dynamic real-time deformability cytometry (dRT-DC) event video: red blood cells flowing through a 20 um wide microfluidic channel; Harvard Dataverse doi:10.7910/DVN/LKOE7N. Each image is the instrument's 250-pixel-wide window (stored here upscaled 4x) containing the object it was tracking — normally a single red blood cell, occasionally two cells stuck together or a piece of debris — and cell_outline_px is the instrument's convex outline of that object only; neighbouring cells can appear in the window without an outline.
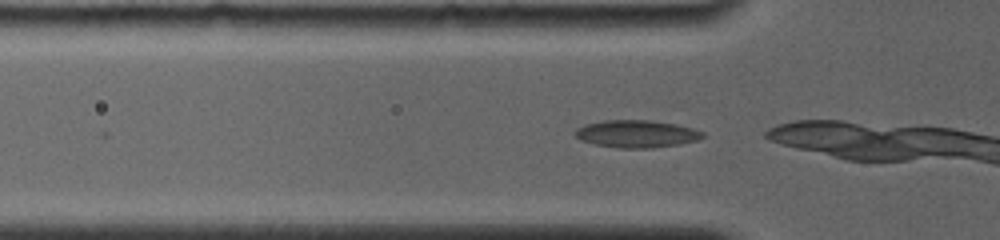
{"species": "common noctule bat (a hibernating species)", "species_latin": "Nyctalus noctula", "temperature_condition": "room temperature", "stored_images_in_passage": 8, "camera_frame_rate_fps": 4000, "um_per_image_px": 0.085, "animal": {"sex": "female", "body_mass_g": 19.0, "forearm_length_mm": 56.7}, "frame": {"image": 1, "passage_image": 2, "time_ms": 0.25, "image_size_px": [1000, 240], "cell_outline_px": [[704, 136], [696, 140], [680, 144], [652, 148], [616, 148], [596, 144], [580, 140], [572, 132], [576, 128], [584, 124], [604, 120], [652, 120], [676, 124], [692, 128], [704, 132]], "centroid_in_image_um": [54.07, 11.37], "position_along_channel_um": 71.7, "area_um2": 20.52}}
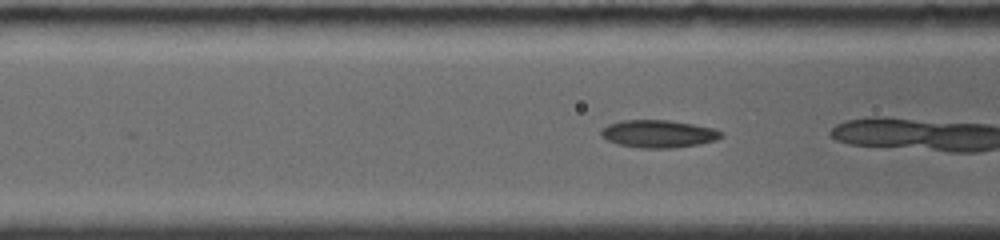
{"frame": {"image": 2, "passage_image": 6, "time_ms": 1.25, "image_size_px": [1000, 240], "cell_outline_px": [[724, 136], [716, 140], [700, 144], [672, 148], [644, 148], [616, 144], [600, 136], [600, 132], [608, 124], [620, 120], [668, 120], [692, 124], [712, 128], [724, 132]], "centroid_in_image_um": [55.97, 11.37], "position_along_channel_um": 110.6, "area_um2": 19.36}}